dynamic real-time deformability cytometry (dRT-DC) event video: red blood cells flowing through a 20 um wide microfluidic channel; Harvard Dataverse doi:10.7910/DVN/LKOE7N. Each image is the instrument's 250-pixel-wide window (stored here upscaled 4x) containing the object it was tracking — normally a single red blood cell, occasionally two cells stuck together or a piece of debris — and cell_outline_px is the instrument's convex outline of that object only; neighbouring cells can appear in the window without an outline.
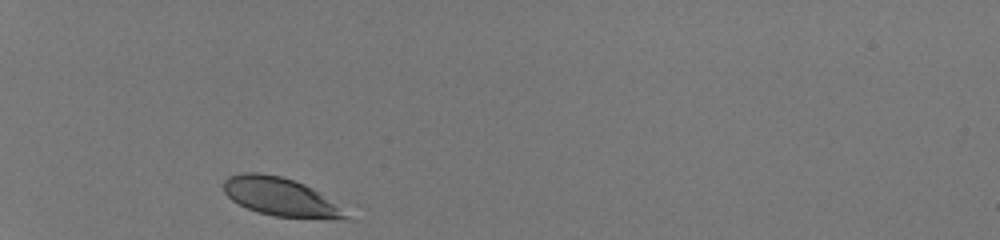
{"species": "human", "species_latin": "Homo sapiens", "temperature_condition": "room temperature", "stored_images_in_passage": 6, "segment_of_instrument_passage": [1, 2], "camera_frame_rate_fps": 3000, "um_per_image_px": 0.085, "donor": {"sex": "male"}, "frame": {"image": 1, "passage_image": 1, "time_ms": 0.0, "image_size_px": [1000, 240], "cell_outline_px": [[348, 216], [332, 220], [276, 216], [260, 212], [248, 208], [232, 200], [224, 192], [224, 180], [228, 176], [240, 172], [256, 172], [280, 176], [304, 184], [312, 188], [348, 208]], "centroid_in_image_um": [23.91, 16.74], "position_along_channel_um": 61.1, "area_um2": 27.51}}